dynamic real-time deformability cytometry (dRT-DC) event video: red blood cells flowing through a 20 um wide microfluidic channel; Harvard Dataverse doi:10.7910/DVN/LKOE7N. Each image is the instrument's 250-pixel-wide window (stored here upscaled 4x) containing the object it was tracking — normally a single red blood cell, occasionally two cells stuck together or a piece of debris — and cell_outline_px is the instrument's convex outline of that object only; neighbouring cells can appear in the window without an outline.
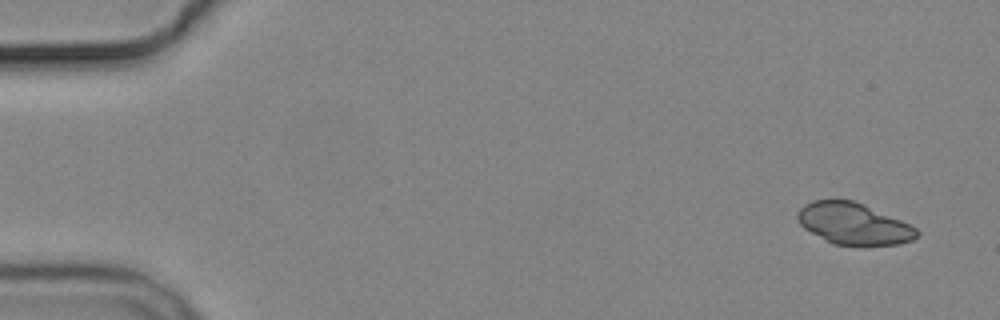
{"species": "common noctule bat (a hibernating species)", "species_latin": "Nyctalus noctula", "temperature_condition": "cold", "stored_images_in_passage": 6, "segment_of_instrument_passage": [2, 2], "camera_frame_rate_fps": 3000, "um_per_image_px": 0.085, "animal": {"sex": "male", "body_mass_g": 19.2, "forearm_length_mm": 51.8}, "frame": {"image": 1, "passage_image": 6, "time_ms": 7.0, "image_size_px": [1000, 320], "cell_outline_px": [[920, 236], [912, 240], [900, 244], [832, 244], [804, 228], [800, 224], [796, 216], [800, 208], [804, 204], [812, 200], [852, 200], [900, 220], [916, 228], [920, 232]], "centroid_in_image_um": [72.54, 19.01], "position_along_channel_um": 12.5, "area_um2": 28.32}}